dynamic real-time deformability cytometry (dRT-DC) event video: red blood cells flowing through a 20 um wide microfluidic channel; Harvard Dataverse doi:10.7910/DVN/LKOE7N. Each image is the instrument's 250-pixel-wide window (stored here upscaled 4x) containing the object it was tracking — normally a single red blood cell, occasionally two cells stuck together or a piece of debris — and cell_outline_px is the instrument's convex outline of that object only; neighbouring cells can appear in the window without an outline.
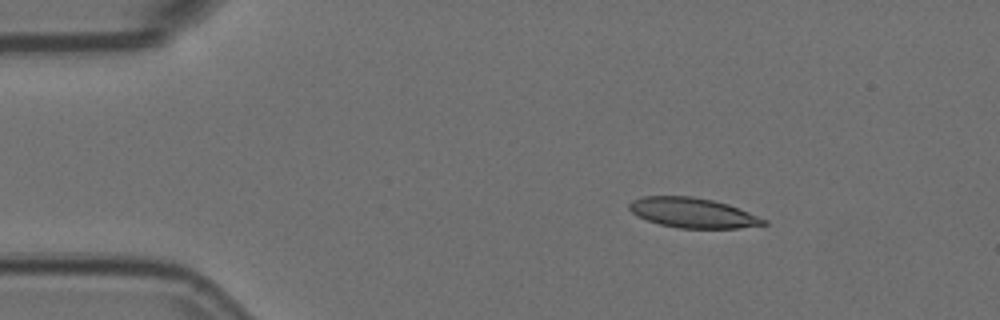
{"species": "Egyptian fruit bat (a non-hibernating species)", "species_latin": "Rousettus aegyptiacus", "temperature_condition": "room temperature", "stored_images_in_passage": 6, "segment_of_instrument_passage": [1, 2], "camera_frame_rate_fps": 3000, "um_per_image_px": 0.085, "animal": {"sex": "female"}, "frame": {"image": 1, "passage_image": 3, "time_ms": 0.667, "image_size_px": [1000, 320], "cell_outline_px": [[768, 224], [740, 228], [676, 228], [660, 224], [648, 220], [632, 212], [628, 208], [628, 204], [632, 200], [644, 196], [692, 196], [712, 200], [728, 204], [768, 220]], "centroid_in_image_um": [58.9, 18.09], "position_along_channel_um": 26.1, "area_um2": 23.35}}